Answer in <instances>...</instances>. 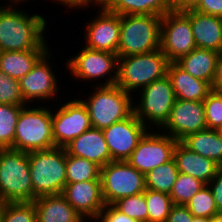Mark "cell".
Listing matches in <instances>:
<instances>
[{"instance_id":"obj_1","label":"cell","mask_w":222,"mask_h":222,"mask_svg":"<svg viewBox=\"0 0 222 222\" xmlns=\"http://www.w3.org/2000/svg\"><path fill=\"white\" fill-rule=\"evenodd\" d=\"M20 7L0 6V52L49 50L44 15ZM36 13V14H35Z\"/></svg>"},{"instance_id":"obj_2","label":"cell","mask_w":222,"mask_h":222,"mask_svg":"<svg viewBox=\"0 0 222 222\" xmlns=\"http://www.w3.org/2000/svg\"><path fill=\"white\" fill-rule=\"evenodd\" d=\"M66 149L53 147L28 152L33 201L37 197L62 194L66 179Z\"/></svg>"},{"instance_id":"obj_3","label":"cell","mask_w":222,"mask_h":222,"mask_svg":"<svg viewBox=\"0 0 222 222\" xmlns=\"http://www.w3.org/2000/svg\"><path fill=\"white\" fill-rule=\"evenodd\" d=\"M169 60L160 50L118 58L117 81L122 90L134 95L167 75Z\"/></svg>"},{"instance_id":"obj_4","label":"cell","mask_w":222,"mask_h":222,"mask_svg":"<svg viewBox=\"0 0 222 222\" xmlns=\"http://www.w3.org/2000/svg\"><path fill=\"white\" fill-rule=\"evenodd\" d=\"M48 104L24 106L16 124L13 149L23 152L55 147L52 131V110Z\"/></svg>"},{"instance_id":"obj_5","label":"cell","mask_w":222,"mask_h":222,"mask_svg":"<svg viewBox=\"0 0 222 222\" xmlns=\"http://www.w3.org/2000/svg\"><path fill=\"white\" fill-rule=\"evenodd\" d=\"M93 91L78 98L87 108L94 128L105 129L133 113V96L118 85L94 86ZM95 89V90H94Z\"/></svg>"},{"instance_id":"obj_6","label":"cell","mask_w":222,"mask_h":222,"mask_svg":"<svg viewBox=\"0 0 222 222\" xmlns=\"http://www.w3.org/2000/svg\"><path fill=\"white\" fill-rule=\"evenodd\" d=\"M162 16L120 15L118 58L160 49Z\"/></svg>"},{"instance_id":"obj_7","label":"cell","mask_w":222,"mask_h":222,"mask_svg":"<svg viewBox=\"0 0 222 222\" xmlns=\"http://www.w3.org/2000/svg\"><path fill=\"white\" fill-rule=\"evenodd\" d=\"M0 201H33L28 152L11 148L0 151Z\"/></svg>"},{"instance_id":"obj_8","label":"cell","mask_w":222,"mask_h":222,"mask_svg":"<svg viewBox=\"0 0 222 222\" xmlns=\"http://www.w3.org/2000/svg\"><path fill=\"white\" fill-rule=\"evenodd\" d=\"M133 98H136L133 99V113L148 129L153 130H159L165 124L176 100L167 75L145 86Z\"/></svg>"},{"instance_id":"obj_9","label":"cell","mask_w":222,"mask_h":222,"mask_svg":"<svg viewBox=\"0 0 222 222\" xmlns=\"http://www.w3.org/2000/svg\"><path fill=\"white\" fill-rule=\"evenodd\" d=\"M76 55L66 59L65 68L78 82L87 81L95 86L114 85L117 81L118 55L106 51L80 47ZM72 56V57H71ZM104 78V79H102ZM98 82H94L97 81ZM104 81V82H102Z\"/></svg>"},{"instance_id":"obj_10","label":"cell","mask_w":222,"mask_h":222,"mask_svg":"<svg viewBox=\"0 0 222 222\" xmlns=\"http://www.w3.org/2000/svg\"><path fill=\"white\" fill-rule=\"evenodd\" d=\"M102 196L106 205L118 199L143 193L145 175L127 161H112L100 168Z\"/></svg>"},{"instance_id":"obj_11","label":"cell","mask_w":222,"mask_h":222,"mask_svg":"<svg viewBox=\"0 0 222 222\" xmlns=\"http://www.w3.org/2000/svg\"><path fill=\"white\" fill-rule=\"evenodd\" d=\"M51 50L52 48H50L36 62L27 75L19 80L20 91L24 101L27 104L33 105L35 102L38 105L40 102H43L40 103V105H44L47 102L49 103V100H53L54 102L58 98L60 99L59 101L62 102V97H57V95L61 92L60 87L58 86L60 83L58 82L59 79H57L56 76L57 70H55V68H53L54 66H52L54 64L51 61L54 59V57H51V55L54 52ZM45 100L46 102L44 103Z\"/></svg>"},{"instance_id":"obj_12","label":"cell","mask_w":222,"mask_h":222,"mask_svg":"<svg viewBox=\"0 0 222 222\" xmlns=\"http://www.w3.org/2000/svg\"><path fill=\"white\" fill-rule=\"evenodd\" d=\"M66 99L64 104L56 100V104H59L54 105L56 110L52 111L53 139L55 146L61 148H65L76 137L93 127L84 103L75 96Z\"/></svg>"},{"instance_id":"obj_13","label":"cell","mask_w":222,"mask_h":222,"mask_svg":"<svg viewBox=\"0 0 222 222\" xmlns=\"http://www.w3.org/2000/svg\"><path fill=\"white\" fill-rule=\"evenodd\" d=\"M196 48L190 19L179 11H172L161 20L160 50L169 62H176Z\"/></svg>"},{"instance_id":"obj_14","label":"cell","mask_w":222,"mask_h":222,"mask_svg":"<svg viewBox=\"0 0 222 222\" xmlns=\"http://www.w3.org/2000/svg\"><path fill=\"white\" fill-rule=\"evenodd\" d=\"M177 140L160 130L149 129L139 141L127 162L142 174L173 158Z\"/></svg>"},{"instance_id":"obj_15","label":"cell","mask_w":222,"mask_h":222,"mask_svg":"<svg viewBox=\"0 0 222 222\" xmlns=\"http://www.w3.org/2000/svg\"><path fill=\"white\" fill-rule=\"evenodd\" d=\"M148 130L134 113L103 129L112 161H127Z\"/></svg>"},{"instance_id":"obj_16","label":"cell","mask_w":222,"mask_h":222,"mask_svg":"<svg viewBox=\"0 0 222 222\" xmlns=\"http://www.w3.org/2000/svg\"><path fill=\"white\" fill-rule=\"evenodd\" d=\"M101 9V10H100ZM94 17L85 22V47L117 54L120 42V15L104 7L97 8ZM98 13V14H97Z\"/></svg>"},{"instance_id":"obj_17","label":"cell","mask_w":222,"mask_h":222,"mask_svg":"<svg viewBox=\"0 0 222 222\" xmlns=\"http://www.w3.org/2000/svg\"><path fill=\"white\" fill-rule=\"evenodd\" d=\"M205 129L203 101L176 99L167 121L159 130L180 142L186 136Z\"/></svg>"},{"instance_id":"obj_18","label":"cell","mask_w":222,"mask_h":222,"mask_svg":"<svg viewBox=\"0 0 222 222\" xmlns=\"http://www.w3.org/2000/svg\"><path fill=\"white\" fill-rule=\"evenodd\" d=\"M62 195L86 222L95 221L106 205L101 180L67 183Z\"/></svg>"},{"instance_id":"obj_19","label":"cell","mask_w":222,"mask_h":222,"mask_svg":"<svg viewBox=\"0 0 222 222\" xmlns=\"http://www.w3.org/2000/svg\"><path fill=\"white\" fill-rule=\"evenodd\" d=\"M183 13L190 19L196 48L222 54V17L203 14L194 9Z\"/></svg>"},{"instance_id":"obj_20","label":"cell","mask_w":222,"mask_h":222,"mask_svg":"<svg viewBox=\"0 0 222 222\" xmlns=\"http://www.w3.org/2000/svg\"><path fill=\"white\" fill-rule=\"evenodd\" d=\"M65 149L69 155L86 158L100 168L112 162L102 130L94 127L76 137Z\"/></svg>"},{"instance_id":"obj_21","label":"cell","mask_w":222,"mask_h":222,"mask_svg":"<svg viewBox=\"0 0 222 222\" xmlns=\"http://www.w3.org/2000/svg\"><path fill=\"white\" fill-rule=\"evenodd\" d=\"M173 158L180 173L199 179L206 185L221 167L214 160L189 150L181 142H177L175 145Z\"/></svg>"},{"instance_id":"obj_22","label":"cell","mask_w":222,"mask_h":222,"mask_svg":"<svg viewBox=\"0 0 222 222\" xmlns=\"http://www.w3.org/2000/svg\"><path fill=\"white\" fill-rule=\"evenodd\" d=\"M34 205L36 222H86L62 194L37 197Z\"/></svg>"},{"instance_id":"obj_23","label":"cell","mask_w":222,"mask_h":222,"mask_svg":"<svg viewBox=\"0 0 222 222\" xmlns=\"http://www.w3.org/2000/svg\"><path fill=\"white\" fill-rule=\"evenodd\" d=\"M176 99L188 101H204L211 91V85L192 77L176 62H170L167 69Z\"/></svg>"},{"instance_id":"obj_24","label":"cell","mask_w":222,"mask_h":222,"mask_svg":"<svg viewBox=\"0 0 222 222\" xmlns=\"http://www.w3.org/2000/svg\"><path fill=\"white\" fill-rule=\"evenodd\" d=\"M219 56L220 53L216 51L195 48L176 63L192 77L212 85Z\"/></svg>"},{"instance_id":"obj_25","label":"cell","mask_w":222,"mask_h":222,"mask_svg":"<svg viewBox=\"0 0 222 222\" xmlns=\"http://www.w3.org/2000/svg\"><path fill=\"white\" fill-rule=\"evenodd\" d=\"M105 9L119 15H158L172 12L170 0H106Z\"/></svg>"},{"instance_id":"obj_26","label":"cell","mask_w":222,"mask_h":222,"mask_svg":"<svg viewBox=\"0 0 222 222\" xmlns=\"http://www.w3.org/2000/svg\"><path fill=\"white\" fill-rule=\"evenodd\" d=\"M186 148L214 160L222 167V136L215 129L190 134L180 141Z\"/></svg>"},{"instance_id":"obj_27","label":"cell","mask_w":222,"mask_h":222,"mask_svg":"<svg viewBox=\"0 0 222 222\" xmlns=\"http://www.w3.org/2000/svg\"><path fill=\"white\" fill-rule=\"evenodd\" d=\"M48 50L5 51L0 52V71L13 79L20 80L27 75L36 62Z\"/></svg>"},{"instance_id":"obj_28","label":"cell","mask_w":222,"mask_h":222,"mask_svg":"<svg viewBox=\"0 0 222 222\" xmlns=\"http://www.w3.org/2000/svg\"><path fill=\"white\" fill-rule=\"evenodd\" d=\"M178 174L176 162L172 158L145 174V187L170 194Z\"/></svg>"},{"instance_id":"obj_29","label":"cell","mask_w":222,"mask_h":222,"mask_svg":"<svg viewBox=\"0 0 222 222\" xmlns=\"http://www.w3.org/2000/svg\"><path fill=\"white\" fill-rule=\"evenodd\" d=\"M67 183L100 180V167L86 158L66 153Z\"/></svg>"},{"instance_id":"obj_30","label":"cell","mask_w":222,"mask_h":222,"mask_svg":"<svg viewBox=\"0 0 222 222\" xmlns=\"http://www.w3.org/2000/svg\"><path fill=\"white\" fill-rule=\"evenodd\" d=\"M148 222H165L174 206L170 194L151 189L144 191Z\"/></svg>"},{"instance_id":"obj_31","label":"cell","mask_w":222,"mask_h":222,"mask_svg":"<svg viewBox=\"0 0 222 222\" xmlns=\"http://www.w3.org/2000/svg\"><path fill=\"white\" fill-rule=\"evenodd\" d=\"M24 106L0 104V147L13 149L16 124Z\"/></svg>"},{"instance_id":"obj_32","label":"cell","mask_w":222,"mask_h":222,"mask_svg":"<svg viewBox=\"0 0 222 222\" xmlns=\"http://www.w3.org/2000/svg\"><path fill=\"white\" fill-rule=\"evenodd\" d=\"M205 185L201 180L179 172L170 193L174 205H186Z\"/></svg>"},{"instance_id":"obj_33","label":"cell","mask_w":222,"mask_h":222,"mask_svg":"<svg viewBox=\"0 0 222 222\" xmlns=\"http://www.w3.org/2000/svg\"><path fill=\"white\" fill-rule=\"evenodd\" d=\"M194 217L211 218L220 214L211 189L205 185L185 205Z\"/></svg>"},{"instance_id":"obj_34","label":"cell","mask_w":222,"mask_h":222,"mask_svg":"<svg viewBox=\"0 0 222 222\" xmlns=\"http://www.w3.org/2000/svg\"><path fill=\"white\" fill-rule=\"evenodd\" d=\"M112 205L121 213L126 214L130 218H134L139 222H148V209L144 192L137 195L120 198Z\"/></svg>"},{"instance_id":"obj_35","label":"cell","mask_w":222,"mask_h":222,"mask_svg":"<svg viewBox=\"0 0 222 222\" xmlns=\"http://www.w3.org/2000/svg\"><path fill=\"white\" fill-rule=\"evenodd\" d=\"M1 222H36L34 201L4 203Z\"/></svg>"},{"instance_id":"obj_36","label":"cell","mask_w":222,"mask_h":222,"mask_svg":"<svg viewBox=\"0 0 222 222\" xmlns=\"http://www.w3.org/2000/svg\"><path fill=\"white\" fill-rule=\"evenodd\" d=\"M0 104L27 106L24 101L19 80L13 79L6 73L0 71Z\"/></svg>"},{"instance_id":"obj_37","label":"cell","mask_w":222,"mask_h":222,"mask_svg":"<svg viewBox=\"0 0 222 222\" xmlns=\"http://www.w3.org/2000/svg\"><path fill=\"white\" fill-rule=\"evenodd\" d=\"M203 105L207 129L217 130L222 125V93L211 90Z\"/></svg>"},{"instance_id":"obj_38","label":"cell","mask_w":222,"mask_h":222,"mask_svg":"<svg viewBox=\"0 0 222 222\" xmlns=\"http://www.w3.org/2000/svg\"><path fill=\"white\" fill-rule=\"evenodd\" d=\"M94 222H139L121 213L113 205H105L101 210L99 217Z\"/></svg>"},{"instance_id":"obj_39","label":"cell","mask_w":222,"mask_h":222,"mask_svg":"<svg viewBox=\"0 0 222 222\" xmlns=\"http://www.w3.org/2000/svg\"><path fill=\"white\" fill-rule=\"evenodd\" d=\"M53 3L57 2V6L62 5L61 7H64L72 10H87V8L96 7L101 8V0H50ZM91 5V6H90Z\"/></svg>"},{"instance_id":"obj_40","label":"cell","mask_w":222,"mask_h":222,"mask_svg":"<svg viewBox=\"0 0 222 222\" xmlns=\"http://www.w3.org/2000/svg\"><path fill=\"white\" fill-rule=\"evenodd\" d=\"M207 185L212 191L218 211L222 213V167L218 169L216 175Z\"/></svg>"},{"instance_id":"obj_41","label":"cell","mask_w":222,"mask_h":222,"mask_svg":"<svg viewBox=\"0 0 222 222\" xmlns=\"http://www.w3.org/2000/svg\"><path fill=\"white\" fill-rule=\"evenodd\" d=\"M194 10L203 14L222 17V0H201Z\"/></svg>"},{"instance_id":"obj_42","label":"cell","mask_w":222,"mask_h":222,"mask_svg":"<svg viewBox=\"0 0 222 222\" xmlns=\"http://www.w3.org/2000/svg\"><path fill=\"white\" fill-rule=\"evenodd\" d=\"M193 217L185 205H174L165 222H193Z\"/></svg>"},{"instance_id":"obj_43","label":"cell","mask_w":222,"mask_h":222,"mask_svg":"<svg viewBox=\"0 0 222 222\" xmlns=\"http://www.w3.org/2000/svg\"><path fill=\"white\" fill-rule=\"evenodd\" d=\"M201 0H170L173 11L184 12L195 9Z\"/></svg>"},{"instance_id":"obj_44","label":"cell","mask_w":222,"mask_h":222,"mask_svg":"<svg viewBox=\"0 0 222 222\" xmlns=\"http://www.w3.org/2000/svg\"><path fill=\"white\" fill-rule=\"evenodd\" d=\"M211 90L222 93V54H220L217 61L216 73L211 85Z\"/></svg>"},{"instance_id":"obj_45","label":"cell","mask_w":222,"mask_h":222,"mask_svg":"<svg viewBox=\"0 0 222 222\" xmlns=\"http://www.w3.org/2000/svg\"><path fill=\"white\" fill-rule=\"evenodd\" d=\"M3 1V0H2ZM2 1L0 2L1 6H12V7H18V6H21L22 3H26L28 1V4H29V1L31 0H4V4L2 3ZM7 1V2H6ZM48 1V0H47ZM50 1V0H49ZM33 2V0L31 1ZM20 4V5H19Z\"/></svg>"},{"instance_id":"obj_46","label":"cell","mask_w":222,"mask_h":222,"mask_svg":"<svg viewBox=\"0 0 222 222\" xmlns=\"http://www.w3.org/2000/svg\"><path fill=\"white\" fill-rule=\"evenodd\" d=\"M209 222H222V213L213 216L209 219Z\"/></svg>"},{"instance_id":"obj_47","label":"cell","mask_w":222,"mask_h":222,"mask_svg":"<svg viewBox=\"0 0 222 222\" xmlns=\"http://www.w3.org/2000/svg\"><path fill=\"white\" fill-rule=\"evenodd\" d=\"M193 222H209V218H206V217H193Z\"/></svg>"},{"instance_id":"obj_48","label":"cell","mask_w":222,"mask_h":222,"mask_svg":"<svg viewBox=\"0 0 222 222\" xmlns=\"http://www.w3.org/2000/svg\"><path fill=\"white\" fill-rule=\"evenodd\" d=\"M4 202L0 201V222L2 221Z\"/></svg>"},{"instance_id":"obj_49","label":"cell","mask_w":222,"mask_h":222,"mask_svg":"<svg viewBox=\"0 0 222 222\" xmlns=\"http://www.w3.org/2000/svg\"><path fill=\"white\" fill-rule=\"evenodd\" d=\"M217 131L222 136V125L217 129Z\"/></svg>"},{"instance_id":"obj_50","label":"cell","mask_w":222,"mask_h":222,"mask_svg":"<svg viewBox=\"0 0 222 222\" xmlns=\"http://www.w3.org/2000/svg\"><path fill=\"white\" fill-rule=\"evenodd\" d=\"M105 2H106V0H101V7L104 6Z\"/></svg>"}]
</instances>
